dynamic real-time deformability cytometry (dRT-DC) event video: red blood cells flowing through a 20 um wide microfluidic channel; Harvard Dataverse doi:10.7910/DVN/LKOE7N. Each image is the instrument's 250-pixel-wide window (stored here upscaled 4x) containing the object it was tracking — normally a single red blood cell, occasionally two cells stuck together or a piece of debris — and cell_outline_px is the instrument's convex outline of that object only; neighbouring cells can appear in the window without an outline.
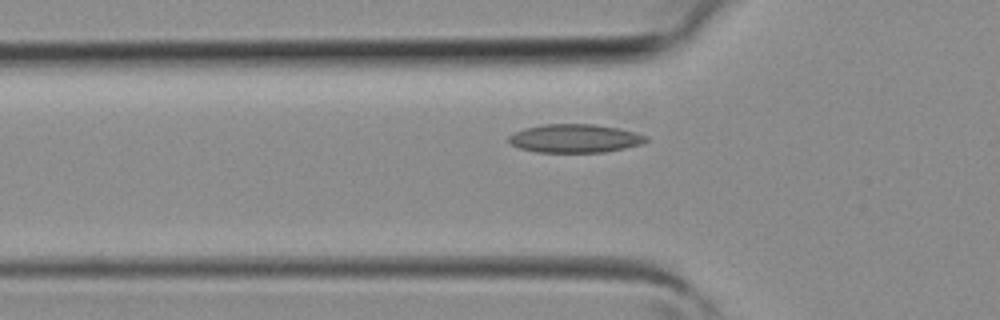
{"species": "common noctule bat (a hibernating species)", "species_latin": "Nyctalus noctula", "temperature_condition": "room temperature", "stored_images_in_passage": 28, "camera_frame_rate_fps": 3000, "um_per_image_px": 0.085, "animal": {"sex": "female", "body_mass_g": 19.3, "forearm_length_mm": 54.1}, "frame": {"image": 1, "passage_image": 6, "time_ms": 1.667, "image_size_px": [1000, 320], "cell_outline_px": [[648, 140], [640, 144], [624, 148], [604, 152], [536, 152], [520, 148], [512, 144], [508, 140], [508, 136], [524, 128], [544, 124], [596, 124], [636, 132], [648, 136]], "centroid_in_image_um": [48.87, 11.76], "position_along_channel_um": 76.9, "area_um2": 22.66}}
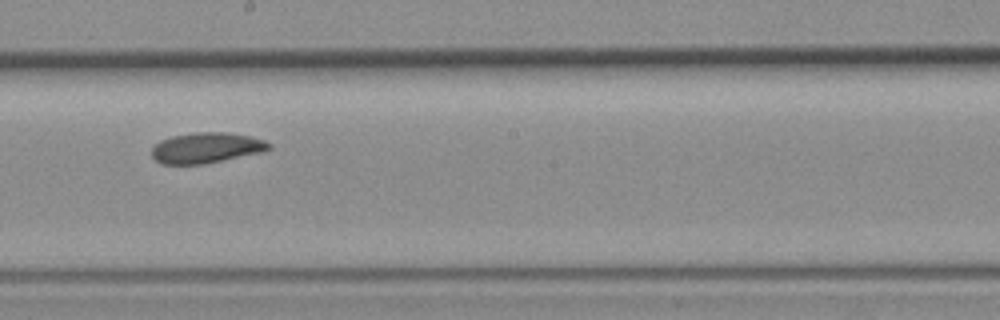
{"frame": {"image": 2, "passage_image": 15, "time_ms": 4.667, "image_size_px": [1000, 320], "cell_outline_px": [[272, 148], [264, 152], [204, 164], [160, 164], [152, 156], [152, 148], [160, 140], [172, 136], [196, 132], [228, 132], [252, 136], [264, 140], [272, 144]], "centroid_in_image_um": [17.58, 12.56], "position_along_channel_um": 230.6, "area_um2": 21.1}}
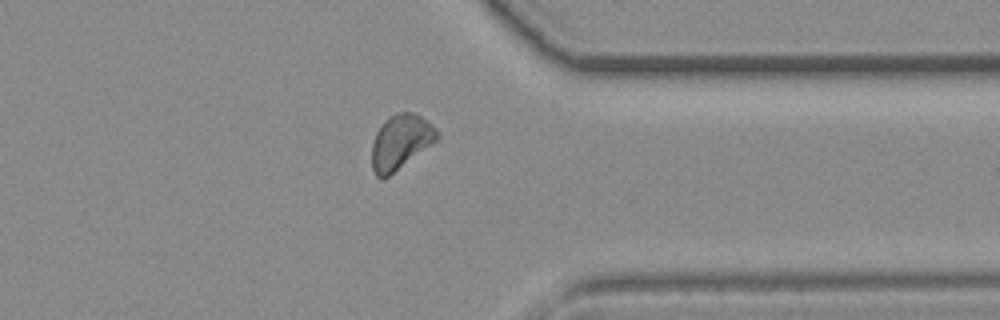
{"frame": {"image": 3, "passage_image": 24, "time_ms": 7.667, "image_size_px": [1000, 320], "cell_outline_px": [[440, 140], [388, 176], [376, 176], [372, 168], [372, 144], [376, 132], [384, 120], [388, 116], [400, 112], [412, 112], [428, 120], [440, 132]], "centroid_in_image_um": [34.1, 12.03], "position_along_channel_um": 377.3, "area_um2": 20.98}}